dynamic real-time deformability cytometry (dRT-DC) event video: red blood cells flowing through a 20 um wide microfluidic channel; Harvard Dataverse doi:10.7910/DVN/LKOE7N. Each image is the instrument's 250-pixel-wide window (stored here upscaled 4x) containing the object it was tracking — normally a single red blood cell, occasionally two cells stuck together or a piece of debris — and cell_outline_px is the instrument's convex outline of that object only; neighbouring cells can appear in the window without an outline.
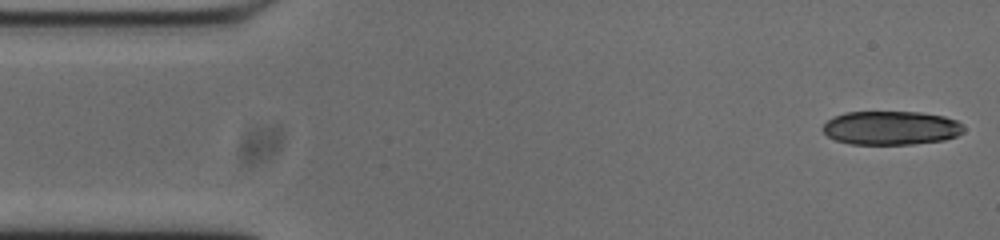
{"species": "common noctule bat (a hibernating species)", "species_latin": "Nyctalus noctula", "temperature_condition": "cold", "stored_images_in_passage": 15, "camera_frame_rate_fps": 3000, "um_per_image_px": 0.085, "animal": {"sex": "male", "body_mass_g": 20.0, "forearm_length_mm": 53.3}, "frame": {"image": 1, "passage_image": 1, "time_ms": 0.0, "image_size_px": [1000, 240], "cell_outline_px": [[964, 132], [956, 136], [944, 140], [912, 144], [848, 144], [836, 140], [828, 136], [820, 128], [832, 116], [844, 112], [920, 112], [944, 116], [956, 120], [964, 128]], "centroid_in_image_um": [75.71, 10.87], "position_along_channel_um": 9.3, "area_um2": 27.92}}